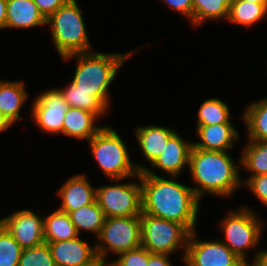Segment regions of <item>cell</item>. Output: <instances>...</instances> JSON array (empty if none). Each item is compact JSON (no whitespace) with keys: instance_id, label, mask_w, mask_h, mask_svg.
<instances>
[{"instance_id":"obj_25","label":"cell","mask_w":267,"mask_h":266,"mask_svg":"<svg viewBox=\"0 0 267 266\" xmlns=\"http://www.w3.org/2000/svg\"><path fill=\"white\" fill-rule=\"evenodd\" d=\"M242 149L241 170L249 176L267 174V141L247 140Z\"/></svg>"},{"instance_id":"obj_18","label":"cell","mask_w":267,"mask_h":266,"mask_svg":"<svg viewBox=\"0 0 267 266\" xmlns=\"http://www.w3.org/2000/svg\"><path fill=\"white\" fill-rule=\"evenodd\" d=\"M24 80L0 79V112L13 124L22 120L21 111L29 98Z\"/></svg>"},{"instance_id":"obj_19","label":"cell","mask_w":267,"mask_h":266,"mask_svg":"<svg viewBox=\"0 0 267 266\" xmlns=\"http://www.w3.org/2000/svg\"><path fill=\"white\" fill-rule=\"evenodd\" d=\"M100 118L81 108L69 107L63 123V135L89 141L104 125H96Z\"/></svg>"},{"instance_id":"obj_40","label":"cell","mask_w":267,"mask_h":266,"mask_svg":"<svg viewBox=\"0 0 267 266\" xmlns=\"http://www.w3.org/2000/svg\"><path fill=\"white\" fill-rule=\"evenodd\" d=\"M244 266H265L262 262L257 263H245Z\"/></svg>"},{"instance_id":"obj_15","label":"cell","mask_w":267,"mask_h":266,"mask_svg":"<svg viewBox=\"0 0 267 266\" xmlns=\"http://www.w3.org/2000/svg\"><path fill=\"white\" fill-rule=\"evenodd\" d=\"M195 131L193 147L206 151H230L241 138L233 123L196 125Z\"/></svg>"},{"instance_id":"obj_37","label":"cell","mask_w":267,"mask_h":266,"mask_svg":"<svg viewBox=\"0 0 267 266\" xmlns=\"http://www.w3.org/2000/svg\"><path fill=\"white\" fill-rule=\"evenodd\" d=\"M13 125L14 124L0 112V134L9 130Z\"/></svg>"},{"instance_id":"obj_7","label":"cell","mask_w":267,"mask_h":266,"mask_svg":"<svg viewBox=\"0 0 267 266\" xmlns=\"http://www.w3.org/2000/svg\"><path fill=\"white\" fill-rule=\"evenodd\" d=\"M96 241L97 257L102 265L107 266L110 254L117 257L141 246V215L106 218Z\"/></svg>"},{"instance_id":"obj_21","label":"cell","mask_w":267,"mask_h":266,"mask_svg":"<svg viewBox=\"0 0 267 266\" xmlns=\"http://www.w3.org/2000/svg\"><path fill=\"white\" fill-rule=\"evenodd\" d=\"M247 140L267 141V97L250 102L241 116Z\"/></svg>"},{"instance_id":"obj_17","label":"cell","mask_w":267,"mask_h":266,"mask_svg":"<svg viewBox=\"0 0 267 266\" xmlns=\"http://www.w3.org/2000/svg\"><path fill=\"white\" fill-rule=\"evenodd\" d=\"M173 127L159 124L139 125L134 129V136L140 150V154L152 164L165 148L169 138L176 132Z\"/></svg>"},{"instance_id":"obj_29","label":"cell","mask_w":267,"mask_h":266,"mask_svg":"<svg viewBox=\"0 0 267 266\" xmlns=\"http://www.w3.org/2000/svg\"><path fill=\"white\" fill-rule=\"evenodd\" d=\"M23 248L7 231L0 226V266H18Z\"/></svg>"},{"instance_id":"obj_5","label":"cell","mask_w":267,"mask_h":266,"mask_svg":"<svg viewBox=\"0 0 267 266\" xmlns=\"http://www.w3.org/2000/svg\"><path fill=\"white\" fill-rule=\"evenodd\" d=\"M88 142L91 156L108 179L131 178L147 166L135 163L122 136L113 127L104 125Z\"/></svg>"},{"instance_id":"obj_34","label":"cell","mask_w":267,"mask_h":266,"mask_svg":"<svg viewBox=\"0 0 267 266\" xmlns=\"http://www.w3.org/2000/svg\"><path fill=\"white\" fill-rule=\"evenodd\" d=\"M67 1L68 0H34V3L43 17L47 20Z\"/></svg>"},{"instance_id":"obj_14","label":"cell","mask_w":267,"mask_h":266,"mask_svg":"<svg viewBox=\"0 0 267 266\" xmlns=\"http://www.w3.org/2000/svg\"><path fill=\"white\" fill-rule=\"evenodd\" d=\"M80 236L71 240L48 243L55 266H104L100 263L95 245Z\"/></svg>"},{"instance_id":"obj_10","label":"cell","mask_w":267,"mask_h":266,"mask_svg":"<svg viewBox=\"0 0 267 266\" xmlns=\"http://www.w3.org/2000/svg\"><path fill=\"white\" fill-rule=\"evenodd\" d=\"M192 231L183 260L184 266H244L245 262L219 238L202 240Z\"/></svg>"},{"instance_id":"obj_39","label":"cell","mask_w":267,"mask_h":266,"mask_svg":"<svg viewBox=\"0 0 267 266\" xmlns=\"http://www.w3.org/2000/svg\"><path fill=\"white\" fill-rule=\"evenodd\" d=\"M242 1H249V2H254L258 4H267V0H242Z\"/></svg>"},{"instance_id":"obj_11","label":"cell","mask_w":267,"mask_h":266,"mask_svg":"<svg viewBox=\"0 0 267 266\" xmlns=\"http://www.w3.org/2000/svg\"><path fill=\"white\" fill-rule=\"evenodd\" d=\"M33 124L47 135H62L63 123L69 105L57 88H50L36 95L31 105Z\"/></svg>"},{"instance_id":"obj_26","label":"cell","mask_w":267,"mask_h":266,"mask_svg":"<svg viewBox=\"0 0 267 266\" xmlns=\"http://www.w3.org/2000/svg\"><path fill=\"white\" fill-rule=\"evenodd\" d=\"M68 214L79 236L82 231H85L96 235L95 237L97 238L106 219L97 200Z\"/></svg>"},{"instance_id":"obj_1","label":"cell","mask_w":267,"mask_h":266,"mask_svg":"<svg viewBox=\"0 0 267 266\" xmlns=\"http://www.w3.org/2000/svg\"><path fill=\"white\" fill-rule=\"evenodd\" d=\"M178 176H153L141 172L142 212L183 224L190 232L197 228L200 200L190 185Z\"/></svg>"},{"instance_id":"obj_12","label":"cell","mask_w":267,"mask_h":266,"mask_svg":"<svg viewBox=\"0 0 267 266\" xmlns=\"http://www.w3.org/2000/svg\"><path fill=\"white\" fill-rule=\"evenodd\" d=\"M2 225L23 249L45 243L44 215L33 210L16 209L2 218Z\"/></svg>"},{"instance_id":"obj_8","label":"cell","mask_w":267,"mask_h":266,"mask_svg":"<svg viewBox=\"0 0 267 266\" xmlns=\"http://www.w3.org/2000/svg\"><path fill=\"white\" fill-rule=\"evenodd\" d=\"M190 234L183 224L141 213V245L152 254L180 251L183 262Z\"/></svg>"},{"instance_id":"obj_16","label":"cell","mask_w":267,"mask_h":266,"mask_svg":"<svg viewBox=\"0 0 267 266\" xmlns=\"http://www.w3.org/2000/svg\"><path fill=\"white\" fill-rule=\"evenodd\" d=\"M56 195L62 201L58 209L69 213L93 203L96 200V187L90 184L84 173H79L65 180Z\"/></svg>"},{"instance_id":"obj_36","label":"cell","mask_w":267,"mask_h":266,"mask_svg":"<svg viewBox=\"0 0 267 266\" xmlns=\"http://www.w3.org/2000/svg\"><path fill=\"white\" fill-rule=\"evenodd\" d=\"M7 0H0V30L6 28V13Z\"/></svg>"},{"instance_id":"obj_23","label":"cell","mask_w":267,"mask_h":266,"mask_svg":"<svg viewBox=\"0 0 267 266\" xmlns=\"http://www.w3.org/2000/svg\"><path fill=\"white\" fill-rule=\"evenodd\" d=\"M78 236L77 229L70 220L68 213L57 208L52 213L44 215L45 242L71 240Z\"/></svg>"},{"instance_id":"obj_6","label":"cell","mask_w":267,"mask_h":266,"mask_svg":"<svg viewBox=\"0 0 267 266\" xmlns=\"http://www.w3.org/2000/svg\"><path fill=\"white\" fill-rule=\"evenodd\" d=\"M78 3L77 0H68L46 20L51 41L60 58L94 50L83 18V10Z\"/></svg>"},{"instance_id":"obj_2","label":"cell","mask_w":267,"mask_h":266,"mask_svg":"<svg viewBox=\"0 0 267 266\" xmlns=\"http://www.w3.org/2000/svg\"><path fill=\"white\" fill-rule=\"evenodd\" d=\"M188 170L194 183L191 187L200 201L207 194L230 199L242 188L241 157L236 162L229 151H206L192 146Z\"/></svg>"},{"instance_id":"obj_3","label":"cell","mask_w":267,"mask_h":266,"mask_svg":"<svg viewBox=\"0 0 267 266\" xmlns=\"http://www.w3.org/2000/svg\"><path fill=\"white\" fill-rule=\"evenodd\" d=\"M137 52V49L125 53L92 51L68 55L61 59L64 62L75 59V70L71 81L77 85L78 90L93 92V96L110 110V85L118 76L122 66Z\"/></svg>"},{"instance_id":"obj_35","label":"cell","mask_w":267,"mask_h":266,"mask_svg":"<svg viewBox=\"0 0 267 266\" xmlns=\"http://www.w3.org/2000/svg\"><path fill=\"white\" fill-rule=\"evenodd\" d=\"M172 256L167 254H152L149 252V262L147 266H173Z\"/></svg>"},{"instance_id":"obj_38","label":"cell","mask_w":267,"mask_h":266,"mask_svg":"<svg viewBox=\"0 0 267 266\" xmlns=\"http://www.w3.org/2000/svg\"><path fill=\"white\" fill-rule=\"evenodd\" d=\"M261 262H262L265 266H267V249H264V250H263V256H262V260H261Z\"/></svg>"},{"instance_id":"obj_20","label":"cell","mask_w":267,"mask_h":266,"mask_svg":"<svg viewBox=\"0 0 267 266\" xmlns=\"http://www.w3.org/2000/svg\"><path fill=\"white\" fill-rule=\"evenodd\" d=\"M6 28L28 29L46 26V19L34 0H7Z\"/></svg>"},{"instance_id":"obj_28","label":"cell","mask_w":267,"mask_h":266,"mask_svg":"<svg viewBox=\"0 0 267 266\" xmlns=\"http://www.w3.org/2000/svg\"><path fill=\"white\" fill-rule=\"evenodd\" d=\"M227 103L218 98H208L200 104L195 125H215L232 123Z\"/></svg>"},{"instance_id":"obj_22","label":"cell","mask_w":267,"mask_h":266,"mask_svg":"<svg viewBox=\"0 0 267 266\" xmlns=\"http://www.w3.org/2000/svg\"><path fill=\"white\" fill-rule=\"evenodd\" d=\"M267 17V4L234 0L226 22L250 29Z\"/></svg>"},{"instance_id":"obj_30","label":"cell","mask_w":267,"mask_h":266,"mask_svg":"<svg viewBox=\"0 0 267 266\" xmlns=\"http://www.w3.org/2000/svg\"><path fill=\"white\" fill-rule=\"evenodd\" d=\"M18 266H55L48 243L23 249Z\"/></svg>"},{"instance_id":"obj_24","label":"cell","mask_w":267,"mask_h":266,"mask_svg":"<svg viewBox=\"0 0 267 266\" xmlns=\"http://www.w3.org/2000/svg\"><path fill=\"white\" fill-rule=\"evenodd\" d=\"M57 89L60 91L69 107L81 108L92 112L99 118L106 116L109 112V109L96 96H93V92L78 90L77 85L72 81L64 87H57Z\"/></svg>"},{"instance_id":"obj_31","label":"cell","mask_w":267,"mask_h":266,"mask_svg":"<svg viewBox=\"0 0 267 266\" xmlns=\"http://www.w3.org/2000/svg\"><path fill=\"white\" fill-rule=\"evenodd\" d=\"M148 262L149 251L141 245L119 254L107 266H147Z\"/></svg>"},{"instance_id":"obj_13","label":"cell","mask_w":267,"mask_h":266,"mask_svg":"<svg viewBox=\"0 0 267 266\" xmlns=\"http://www.w3.org/2000/svg\"><path fill=\"white\" fill-rule=\"evenodd\" d=\"M193 143L190 139L186 140L176 131L167 141V144L161 154L144 172L156 176V171H161L167 176H178L184 173V169H188L189 157Z\"/></svg>"},{"instance_id":"obj_9","label":"cell","mask_w":267,"mask_h":266,"mask_svg":"<svg viewBox=\"0 0 267 266\" xmlns=\"http://www.w3.org/2000/svg\"><path fill=\"white\" fill-rule=\"evenodd\" d=\"M129 179H131V182ZM132 179H134V181ZM123 180H128L129 182L127 181V183H124ZM109 182L110 184L112 182L113 185L96 187V200L99 207L104 212L105 217L141 215V172L139 175L128 179H109Z\"/></svg>"},{"instance_id":"obj_33","label":"cell","mask_w":267,"mask_h":266,"mask_svg":"<svg viewBox=\"0 0 267 266\" xmlns=\"http://www.w3.org/2000/svg\"><path fill=\"white\" fill-rule=\"evenodd\" d=\"M162 2L166 4L169 9L175 11V13H179V15L184 16L183 18H187L189 24L192 26V0H162Z\"/></svg>"},{"instance_id":"obj_32","label":"cell","mask_w":267,"mask_h":266,"mask_svg":"<svg viewBox=\"0 0 267 266\" xmlns=\"http://www.w3.org/2000/svg\"><path fill=\"white\" fill-rule=\"evenodd\" d=\"M241 180L242 187H246L260 204L267 208V174L248 176L245 179L241 177Z\"/></svg>"},{"instance_id":"obj_4","label":"cell","mask_w":267,"mask_h":266,"mask_svg":"<svg viewBox=\"0 0 267 266\" xmlns=\"http://www.w3.org/2000/svg\"><path fill=\"white\" fill-rule=\"evenodd\" d=\"M227 211L218 225L224 237L220 240L245 263L261 262L263 250L256 248L263 238L265 220L259 217L260 211H254L247 205ZM248 250L255 251L252 252V261L248 259Z\"/></svg>"},{"instance_id":"obj_27","label":"cell","mask_w":267,"mask_h":266,"mask_svg":"<svg viewBox=\"0 0 267 266\" xmlns=\"http://www.w3.org/2000/svg\"><path fill=\"white\" fill-rule=\"evenodd\" d=\"M234 0H192V27L198 28L206 21H220L228 18L229 8Z\"/></svg>"}]
</instances>
